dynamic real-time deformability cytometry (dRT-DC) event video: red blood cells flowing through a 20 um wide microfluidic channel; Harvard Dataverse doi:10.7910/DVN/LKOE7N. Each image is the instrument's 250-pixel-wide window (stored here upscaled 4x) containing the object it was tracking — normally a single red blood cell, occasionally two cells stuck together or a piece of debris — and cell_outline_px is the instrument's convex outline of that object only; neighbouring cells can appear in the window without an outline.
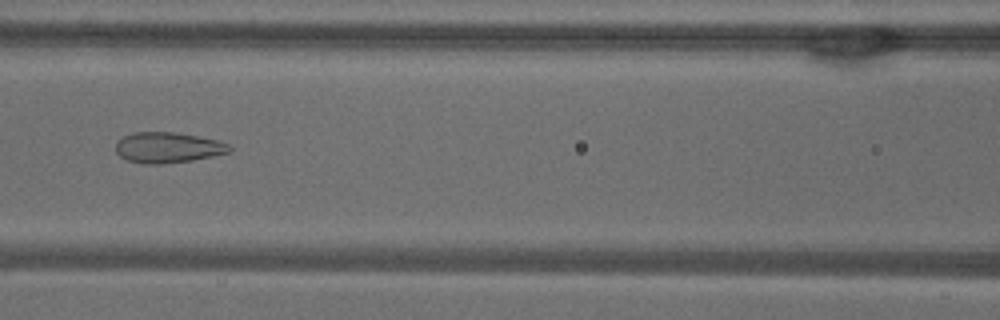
{"species": "common noctule bat (a hibernating species)", "species_latin": "Nyctalus noctula", "temperature_condition": "warm", "stored_images_in_passage": 45, "camera_frame_rate_fps": 3000, "um_per_image_px": 0.085, "animal": {"sex": "male", "body_mass_g": 18.8}, "frame": {"image": 1, "passage_image": 16, "time_ms": 5.0, "image_size_px": [1000, 320], "cell_outline_px": [[232, 152], [192, 160], [160, 164], [144, 164], [128, 160], [120, 156], [116, 152], [116, 140], [132, 132], [176, 132], [216, 140], [228, 144], [232, 148]], "centroid_in_image_um": [14.25, 12.54], "position_along_channel_um": 152.4, "area_um2": 20.29}}
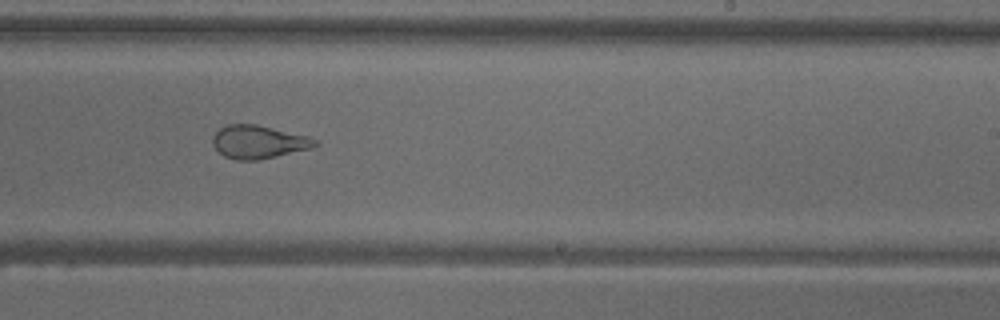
{"frame": {"image": 2, "passage_image": 25, "time_ms": 8.0, "image_size_px": [1000, 320], "cell_outline_px": [[320, 144], [312, 148], [276, 156], [256, 160], [236, 160], [224, 156], [212, 144], [212, 136], [220, 128], [228, 124], [256, 124], [308, 136], [316, 140]], "centroid_in_image_um": [21.97, 12.06], "position_along_channel_um": 267.0, "area_um2": 19.71}}
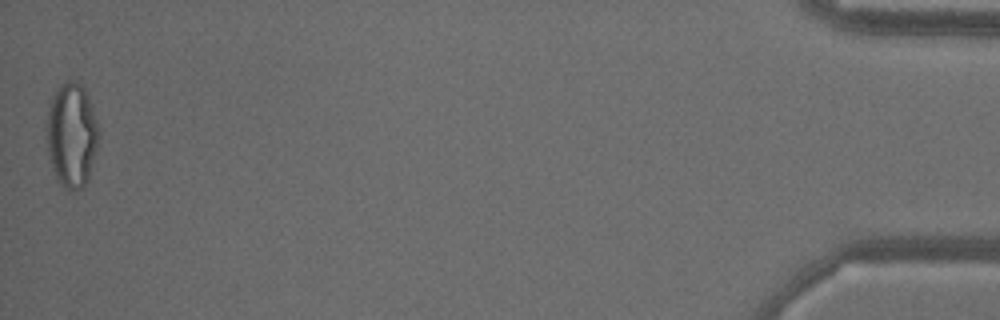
{"frame": {"image": 3, "passage_image": 45, "time_ms": 14.667, "image_size_px": [1000, 320], "cell_outline_px": [[100, 132], [88, 180], [80, 188], [72, 192], [68, 192], [56, 180], [48, 156], [44, 128], [52, 96], [68, 80], [72, 80], [80, 84], [84, 88], [88, 96]], "centroid_in_image_um": [6.06, 11.53], "position_along_channel_um": 429.1, "area_um2": 31.91}, "authors_computed_cell_mechanics": {"area_um2": 24.3916, "velocity_mm_per_s": 3.831, "shape_relaxation_time_tau1_ms": null, "shape_relaxation_time_tau2_ms": 1.1182, "deformation_change_tau1": null, "deformation_change_tau2": 0.0954}}